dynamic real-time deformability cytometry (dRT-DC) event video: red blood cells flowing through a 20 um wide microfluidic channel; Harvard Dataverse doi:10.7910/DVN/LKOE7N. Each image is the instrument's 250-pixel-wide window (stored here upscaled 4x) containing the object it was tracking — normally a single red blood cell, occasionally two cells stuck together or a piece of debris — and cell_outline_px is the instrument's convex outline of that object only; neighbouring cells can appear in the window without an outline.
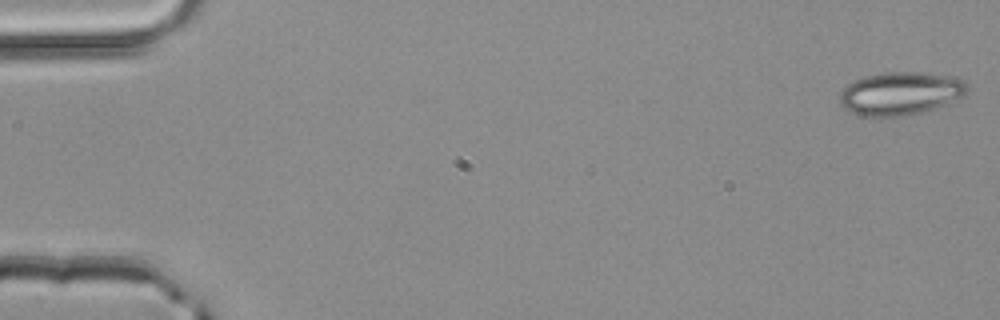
{"species": "common noctule bat (a hibernating species)", "species_latin": "Nyctalus noctula", "temperature_condition": "room temperature", "stored_images_in_passage": 50, "camera_frame_rate_fps": 3000, "um_per_image_px": 0.085, "animal": {"sex": "male", "body_mass_g": 20.4}, "frame": {"image": 1, "passage_image": 1, "time_ms": 0.0, "image_size_px": [1000, 320], "cell_outline_px": [[968, 92], [964, 96], [944, 104], [920, 112], [900, 116], [864, 116], [848, 112], [840, 104], [840, 92], [848, 84], [864, 76], [884, 72], [916, 72], [948, 76], [964, 80], [968, 88]], "centroid_in_image_um": [76.51, 7.94], "position_along_channel_um": 8.5, "area_um2": 31.73}}
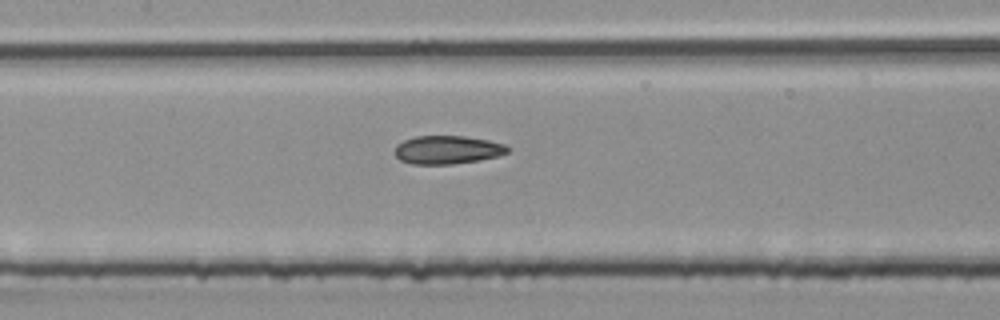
{"frame": {"image": 2, "passage_image": 24, "time_ms": 7.667, "image_size_px": [1000, 320], "cell_outline_px": [[508, 152], [500, 156], [480, 160], [452, 164], [412, 164], [400, 160], [396, 156], [396, 144], [404, 140], [416, 136], [464, 136], [488, 140], [504, 144], [508, 148]], "centroid_in_image_um": [38.03, 12.73], "position_along_channel_um": 169.4, "area_um2": 18.61}}
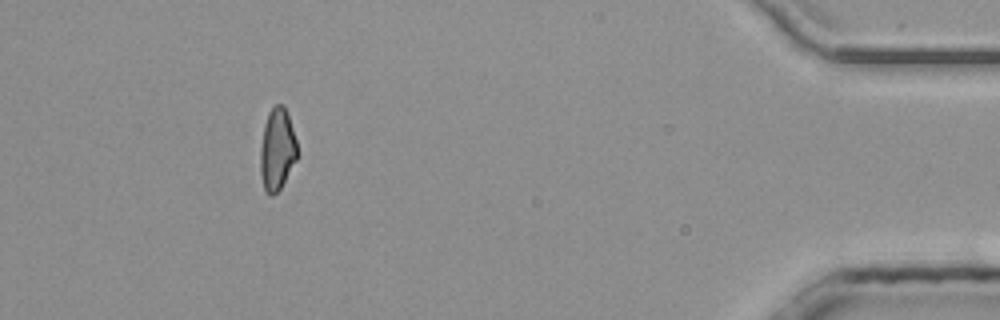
{"frame": {"image": 3, "passage_image": 46, "time_ms": 15.0, "image_size_px": [1000, 320], "cell_outline_px": [[296, 160], [280, 188], [272, 196], [268, 196], [264, 188], [260, 172], [260, 148], [264, 124], [268, 112], [276, 104], [284, 104], [296, 140]], "centroid_in_image_um": [23.53, 12.69], "position_along_channel_um": 411.7, "area_um2": 17.46}, "authors_computed_cell_mechanics": {"area_um2": 18.6405, "velocity_mm_per_s": 4.1592, "shape_relaxation_time_tau1_ms": null, "shape_relaxation_time_tau2_ms": 5.1573, "deformation_change_tau1": null, "deformation_change_tau2": 0.1358}}